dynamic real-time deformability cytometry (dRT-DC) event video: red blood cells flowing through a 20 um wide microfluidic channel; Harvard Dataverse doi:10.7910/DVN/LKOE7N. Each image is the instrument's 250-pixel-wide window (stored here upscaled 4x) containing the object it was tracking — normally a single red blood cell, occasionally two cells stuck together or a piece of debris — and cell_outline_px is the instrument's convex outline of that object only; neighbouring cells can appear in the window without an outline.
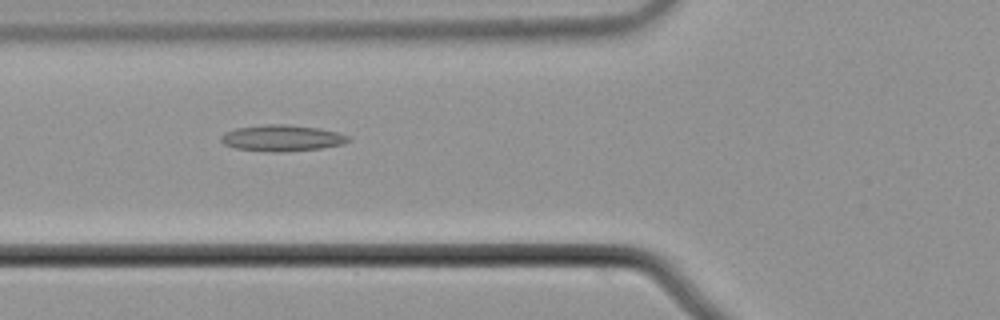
{"species": "common noctule bat (a hibernating species)", "species_latin": "Nyctalus noctula", "temperature_condition": "cold", "stored_images_in_passage": 41, "camera_frame_rate_fps": 3000, "um_per_image_px": 0.085, "animal": {"sex": "male", "body_mass_g": 21.5, "forearm_length_mm": 52.0}, "frame": {"image": 1, "passage_image": 7, "time_ms": 2.0, "image_size_px": [1000, 320], "cell_outline_px": [[352, 140], [344, 144], [320, 148], [280, 152], [272, 152], [236, 148], [224, 144], [220, 140], [220, 136], [224, 132], [236, 128], [264, 124], [284, 124], [320, 128], [336, 132], [348, 136]], "centroid_in_image_um": [23.96, 11.73], "position_along_channel_um": 101.8, "area_um2": 19.48}}
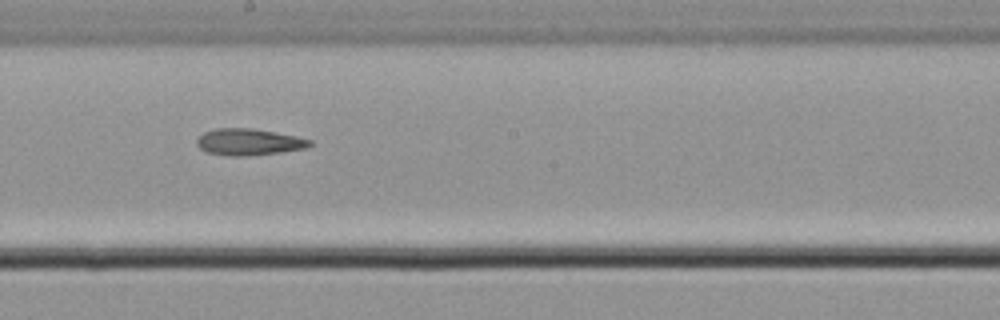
{"frame": {"image": 2, "passage_image": 17, "time_ms": 5.333, "image_size_px": [1000, 320], "cell_outline_px": [[312, 144], [304, 148], [280, 152], [248, 156], [232, 156], [208, 152], [200, 148], [196, 144], [196, 140], [204, 132], [216, 128], [252, 128], [296, 136], [312, 140]], "centroid_in_image_um": [21.14, 12.06], "position_along_channel_um": 227.1, "area_um2": 17.34}}
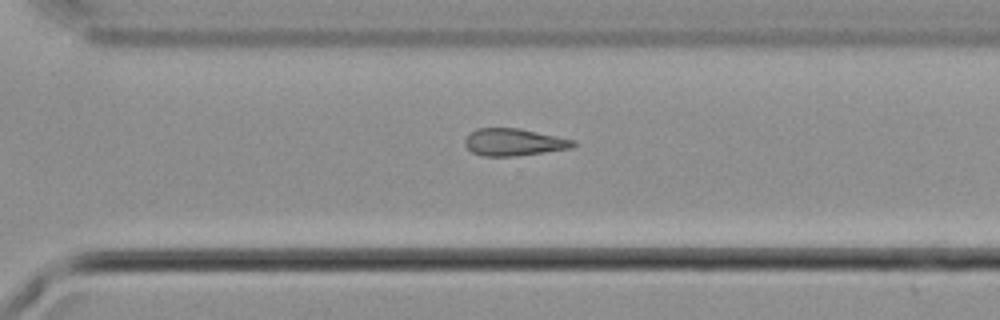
{"frame": {"image": 3, "passage_image": 25, "time_ms": 8.0, "image_size_px": [1000, 320], "cell_outline_px": [[576, 144], [572, 148], [516, 156], [484, 156], [472, 152], [464, 144], [464, 140], [468, 132], [476, 128], [520, 128], [576, 140]], "centroid_in_image_um": [43.66, 12.07], "position_along_channel_um": 326.9, "area_um2": 17.34}}